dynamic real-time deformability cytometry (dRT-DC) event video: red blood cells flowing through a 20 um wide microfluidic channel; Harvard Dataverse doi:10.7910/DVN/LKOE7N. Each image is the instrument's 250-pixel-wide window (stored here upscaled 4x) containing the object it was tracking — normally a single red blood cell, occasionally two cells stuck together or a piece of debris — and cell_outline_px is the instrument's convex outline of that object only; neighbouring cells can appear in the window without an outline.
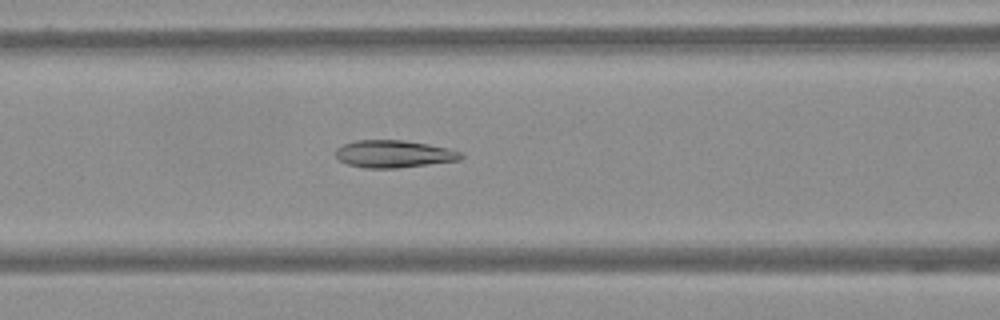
{"species": "Egyptian fruit bat (a non-hibernating species)", "species_latin": "Rousettus aegyptiacus", "temperature_condition": "warm", "stored_images_in_passage": 61, "camera_frame_rate_fps": 3000, "um_per_image_px": 0.085, "frame": {"image": 1, "passage_image": 27, "time_ms": 8.667, "image_size_px": [1000, 320], "cell_outline_px": [[464, 156], [460, 160], [396, 168], [364, 168], [348, 164], [340, 160], [336, 156], [336, 148], [344, 144], [356, 140], [404, 140], [428, 144], [460, 152]], "centroid_in_image_um": [33.44, 13.08], "position_along_channel_um": 133.2, "area_um2": 19.77}}
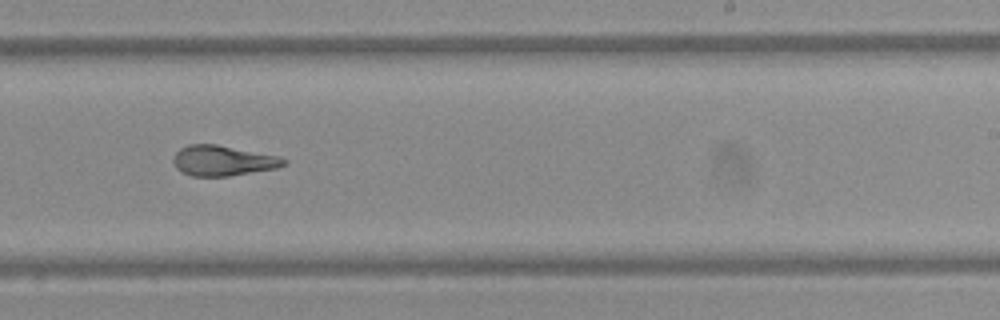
{"frame": {"image": 2, "passage_image": 39, "time_ms": 12.667, "image_size_px": [1000, 320], "cell_outline_px": [[288, 164], [276, 168], [228, 176], [192, 176], [176, 168], [172, 160], [176, 152], [180, 148], [188, 144], [216, 144], [280, 156], [288, 160]], "centroid_in_image_um": [18.97, 13.64], "position_along_channel_um": 270.0, "area_um2": 19.54}}
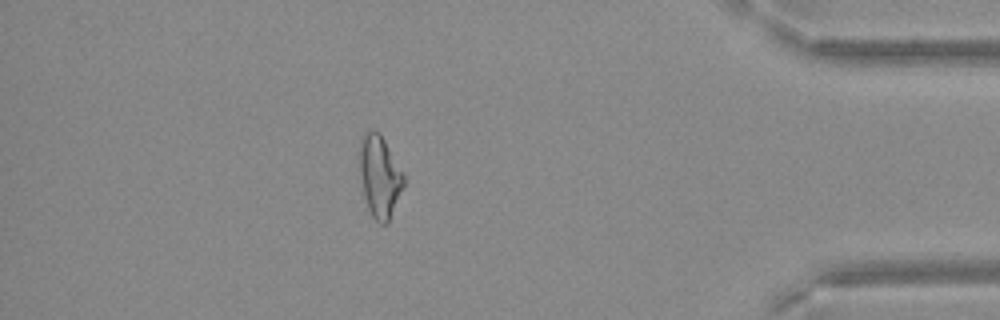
{"frame": {"image": 3, "passage_image": 54, "time_ms": 17.667, "image_size_px": [1000, 320], "cell_outline_px": [[404, 184], [388, 224], [380, 224], [372, 216], [368, 208], [364, 196], [360, 176], [360, 140], [368, 132], [380, 132], [404, 172]], "centroid_in_image_um": [32.29, 15.02], "position_along_channel_um": 402.9, "area_um2": 20.92}}